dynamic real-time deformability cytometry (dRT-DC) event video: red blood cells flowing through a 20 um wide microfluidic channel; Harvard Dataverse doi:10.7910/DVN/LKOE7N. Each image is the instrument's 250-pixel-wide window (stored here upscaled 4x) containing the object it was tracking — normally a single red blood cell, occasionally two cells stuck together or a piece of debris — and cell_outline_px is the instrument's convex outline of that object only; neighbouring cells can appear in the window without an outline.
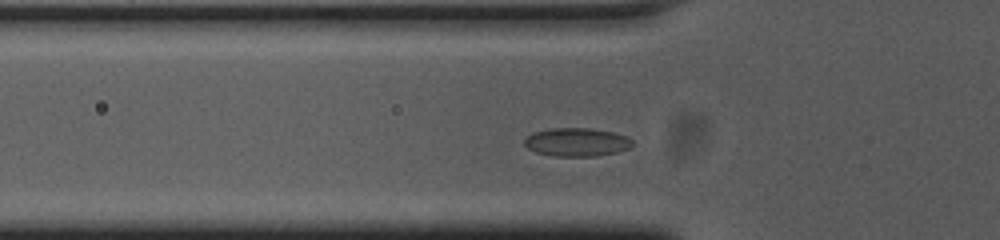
{"species": "common noctule bat (a hibernating species)", "species_latin": "Nyctalus noctula", "temperature_condition": "cold", "stored_images_in_passage": 49, "camera_frame_rate_fps": 3000, "um_per_image_px": 0.085, "animal": {"sex": "female", "body_mass_g": 23.0, "forearm_length_mm": 53.4}, "frame": {"image": 1, "passage_image": 11, "time_ms": 3.333, "image_size_px": [1000, 240], "cell_outline_px": [[632, 144], [628, 148], [616, 152], [596, 156], [552, 156], [536, 152], [528, 148], [524, 144], [524, 140], [532, 132], [552, 128], [588, 128], [612, 132], [628, 136], [632, 140]], "centroid_in_image_um": [49.0, 12.08], "position_along_channel_um": 76.8, "area_um2": 17.8}}
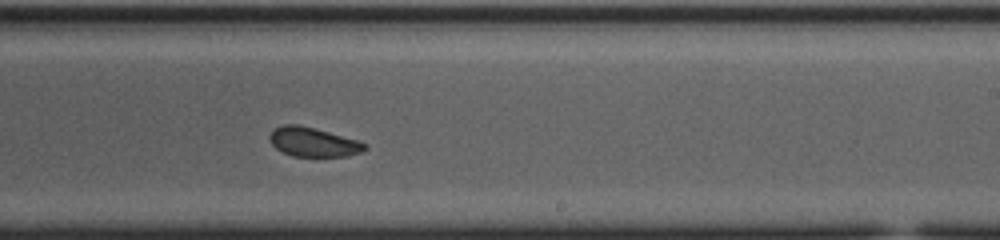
{"frame": {"image": 2, "passage_image": 26, "time_ms": 8.333, "image_size_px": [1000, 240], "cell_outline_px": [[368, 148], [360, 152], [348, 156], [292, 156], [276, 148], [272, 144], [268, 136], [272, 128], [284, 124], [300, 124], [356, 140], [368, 144]], "centroid_in_image_um": [26.59, 12.06], "position_along_channel_um": 262.4, "area_um2": 16.18}}
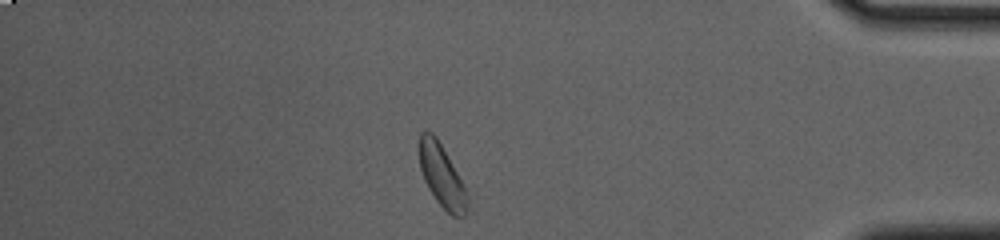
{"frame": {"image": 3, "passage_image": 40, "time_ms": 13.0, "image_size_px": [1000, 240], "cell_outline_px": [[468, 208], [464, 216], [452, 216], [436, 200], [428, 188], [424, 180], [420, 168], [420, 132], [432, 132], [436, 136], [456, 172], [464, 188], [468, 200]], "centroid_in_image_um": [37.54, 14.97], "position_along_channel_um": 397.7, "area_um2": 16.88}, "authors_computed_cell_mechanics": {"area_um2": 17.1666, "velocity_mm_per_s": 3.7057, "shape_relaxation_time_tau1_ms": null, "shape_relaxation_time_tau2_ms": 2.3735, "deformation_change_tau1": null, "deformation_change_tau2": 0.062}}